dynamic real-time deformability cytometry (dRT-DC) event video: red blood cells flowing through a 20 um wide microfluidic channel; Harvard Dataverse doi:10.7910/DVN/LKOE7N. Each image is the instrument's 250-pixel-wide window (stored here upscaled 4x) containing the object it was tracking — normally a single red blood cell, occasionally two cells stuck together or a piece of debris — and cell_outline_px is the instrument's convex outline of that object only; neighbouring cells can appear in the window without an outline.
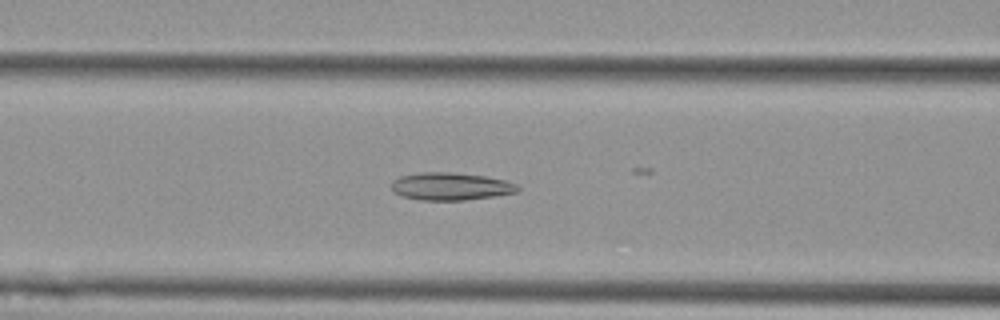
{"species": "Egyptian fruit bat (a non-hibernating species)", "species_latin": "Rousettus aegyptiacus", "temperature_condition": "cold", "stored_images_in_passage": 26, "camera_frame_rate_fps": 3000, "um_per_image_px": 0.085, "animal": {"sex": "female"}, "frame": {"image": 1, "passage_image": 17, "time_ms": 5.333, "image_size_px": [1000, 320], "cell_outline_px": [[520, 192], [464, 200], [420, 200], [400, 196], [392, 192], [392, 180], [400, 176], [420, 172], [452, 172], [484, 176], [504, 180], [516, 184], [520, 188]], "centroid_in_image_um": [38.27, 15.84], "position_along_channel_um": 128.3, "area_um2": 20.4}}
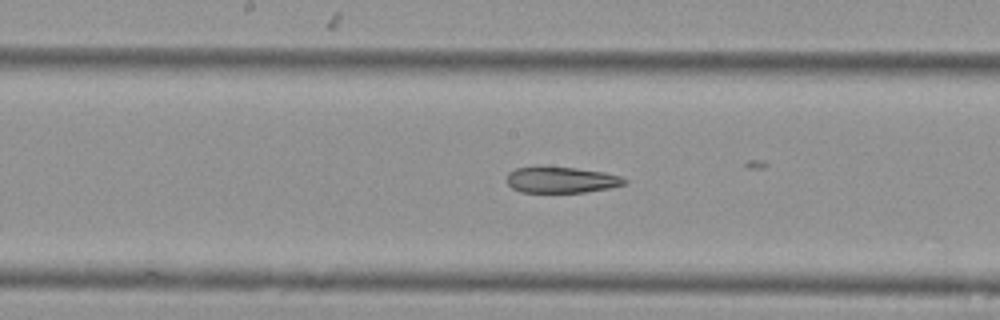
{"frame": {"image": 2, "passage_image": 23, "time_ms": 7.333, "image_size_px": [1000, 320], "cell_outline_px": [[628, 180], [624, 184], [608, 188], [584, 192], [520, 192], [512, 188], [504, 180], [508, 172], [516, 168], [536, 164], [576, 168], [604, 172], [620, 176]], "centroid_in_image_um": [47.61, 15.25], "position_along_channel_um": 200.6, "area_um2": 18.44}}
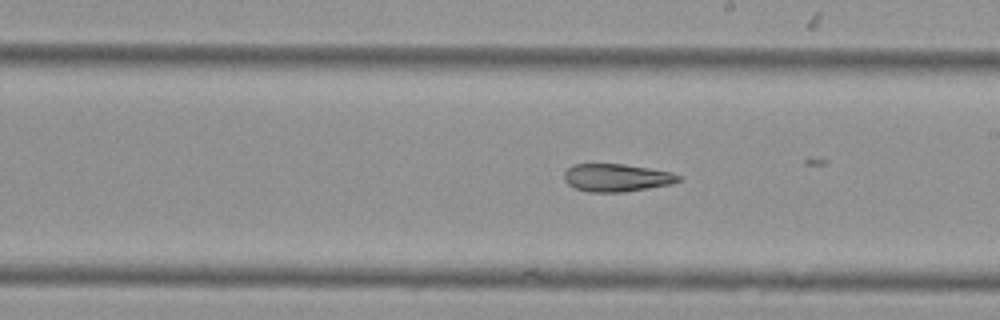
{"frame": {"image": 3, "passage_image": 26, "time_ms": 8.333, "image_size_px": [1000, 320], "cell_outline_px": [[684, 180], [672, 184], [624, 192], [588, 192], [576, 188], [568, 184], [564, 180], [564, 172], [572, 164], [624, 164], [672, 172], [680, 176]], "centroid_in_image_um": [52.43, 15.1], "position_along_channel_um": 236.6, "area_um2": 18.61}}